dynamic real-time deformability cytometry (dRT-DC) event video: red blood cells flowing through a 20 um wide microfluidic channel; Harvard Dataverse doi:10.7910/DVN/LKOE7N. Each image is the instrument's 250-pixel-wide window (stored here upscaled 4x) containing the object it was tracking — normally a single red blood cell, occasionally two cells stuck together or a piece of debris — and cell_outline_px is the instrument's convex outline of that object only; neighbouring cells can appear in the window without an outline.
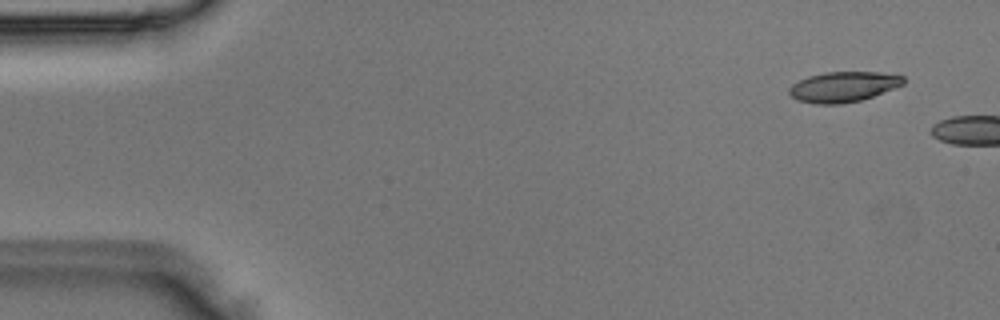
{"species": "Egyptian fruit bat (a non-hibernating species)", "species_latin": "Rousettus aegyptiacus", "temperature_condition": "room temperature", "stored_images_in_passage": 5, "camera_frame_rate_fps": 3000, "um_per_image_px": 0.085, "animal": {"sex": "male"}, "frame": {"image": 1, "passage_image": 3, "time_ms": 0.667, "image_size_px": [1000, 320], "cell_outline_px": [[904, 84], [872, 96], [860, 100], [840, 104], [816, 104], [796, 100], [788, 92], [788, 88], [792, 84], [808, 76], [824, 72], [880, 72], [904, 76]], "centroid_in_image_um": [71.65, 7.37], "position_along_channel_um": 13.4, "area_um2": 20.11}}